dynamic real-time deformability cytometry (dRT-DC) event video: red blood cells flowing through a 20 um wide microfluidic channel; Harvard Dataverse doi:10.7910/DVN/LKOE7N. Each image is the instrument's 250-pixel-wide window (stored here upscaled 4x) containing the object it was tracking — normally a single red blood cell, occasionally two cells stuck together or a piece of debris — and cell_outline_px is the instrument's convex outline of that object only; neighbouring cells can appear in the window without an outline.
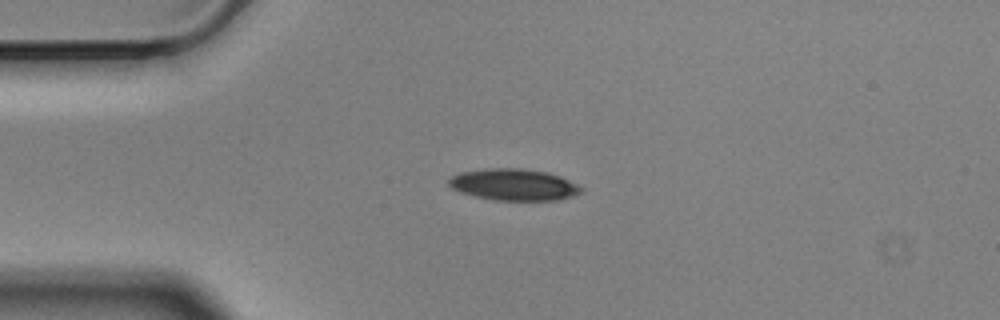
{"species": "Egyptian fruit bat (a non-hibernating species)", "species_latin": "Rousettus aegyptiacus", "temperature_condition": "cold", "stored_images_in_passage": 44, "camera_frame_rate_fps": 3000, "um_per_image_px": 0.085, "animal": {"sex": "male"}, "frame": {"image": 1, "passage_image": 1, "time_ms": 0.0, "image_size_px": [1000, 320], "cell_outline_px": [[584, 188], [580, 192], [572, 196], [560, 200], [492, 200], [460, 192], [452, 188], [448, 184], [448, 180], [452, 176], [460, 172], [484, 168], [524, 168], [548, 172], [560, 176]], "centroid_in_image_um": [43.66, 15.68], "position_along_channel_um": 41.3, "area_um2": 24.45}}
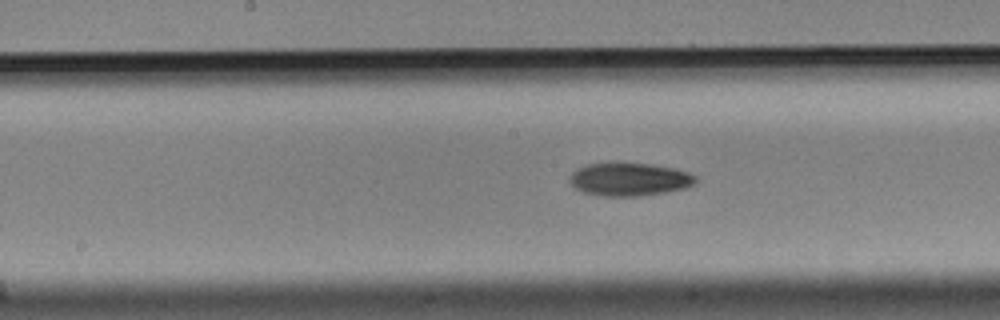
{"frame": {"image": 2, "passage_image": 16, "time_ms": 5.0, "image_size_px": [1000, 320], "cell_outline_px": [[700, 180], [696, 184], [684, 188], [664, 192], [640, 196], [604, 196], [584, 192], [576, 188], [568, 180], [572, 172], [576, 168], [588, 164], [652, 164], [672, 168], [688, 172], [696, 176]], "centroid_in_image_um": [53.53, 15.25], "position_along_channel_um": 194.7, "area_um2": 24.04}}
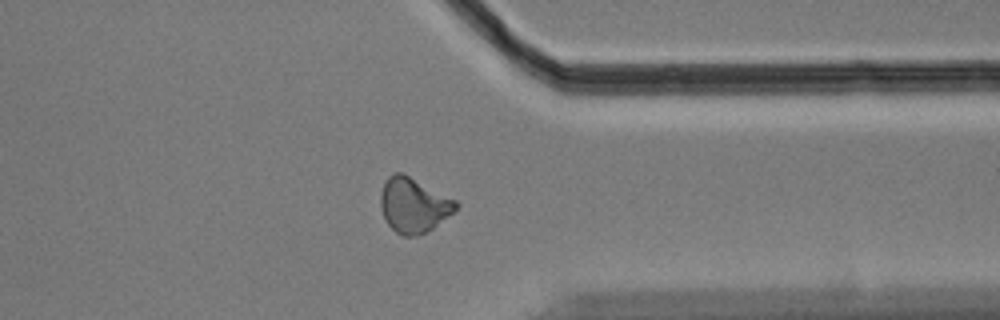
{"frame": {"image": 3, "passage_image": 32, "time_ms": 10.333, "image_size_px": [1000, 320], "cell_outline_px": [[460, 204], [452, 212], [432, 228], [416, 236], [404, 236], [396, 232], [388, 224], [384, 216], [380, 204], [380, 192], [388, 176], [392, 172], [404, 172], [456, 200]], "centroid_in_image_um": [35.13, 17.39], "position_along_channel_um": 376.3, "area_um2": 23.93}, "authors_computed_cell_mechanics": {"area_um2": 24.0448, "velocity_mm_per_s": 3.4981, "shape_relaxation_time_tau1_ms": 6.8494, "shape_relaxation_time_tau2_ms": null, "deformation_change_tau1": 0.1353, "deformation_change_tau2": null}}